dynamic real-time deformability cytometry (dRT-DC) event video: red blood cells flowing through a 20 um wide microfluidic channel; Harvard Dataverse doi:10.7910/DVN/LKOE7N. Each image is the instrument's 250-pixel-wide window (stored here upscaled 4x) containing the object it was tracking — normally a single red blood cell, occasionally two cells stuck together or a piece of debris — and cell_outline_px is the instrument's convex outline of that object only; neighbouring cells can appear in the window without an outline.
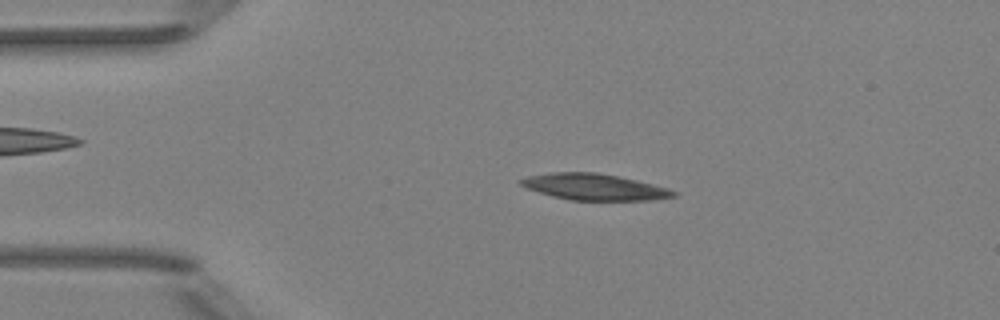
{"species": "Egyptian fruit bat (a non-hibernating species)", "species_latin": "Rousettus aegyptiacus", "temperature_condition": "room temperature", "stored_images_in_passage": 51, "camera_frame_rate_fps": 3000, "um_per_image_px": 0.085, "animal": {"sex": "female"}, "frame": {"image": 1, "passage_image": 10, "time_ms": 3.0, "image_size_px": [1000, 320], "cell_outline_px": [[676, 196], [652, 200], [572, 200], [552, 196], [528, 188], [520, 184], [520, 180], [528, 176], [552, 172], [596, 172], [636, 180], [668, 188], [676, 192]], "centroid_in_image_um": [50.53, 15.89], "position_along_channel_um": 34.5, "area_um2": 23.06}}
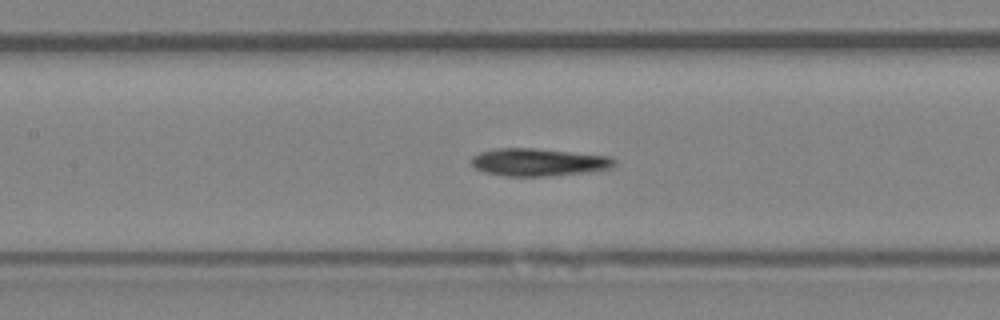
{"frame": {"image": 2, "passage_image": 23, "time_ms": 7.333, "image_size_px": [1000, 320], "cell_outline_px": [[616, 164], [612, 168], [584, 172], [544, 176], [504, 176], [484, 172], [476, 168], [472, 164], [472, 156], [480, 152], [496, 148], [532, 148], [612, 156], [616, 160]], "centroid_in_image_um": [45.78, 13.78], "position_along_channel_um": 161.6, "area_um2": 22.95}}
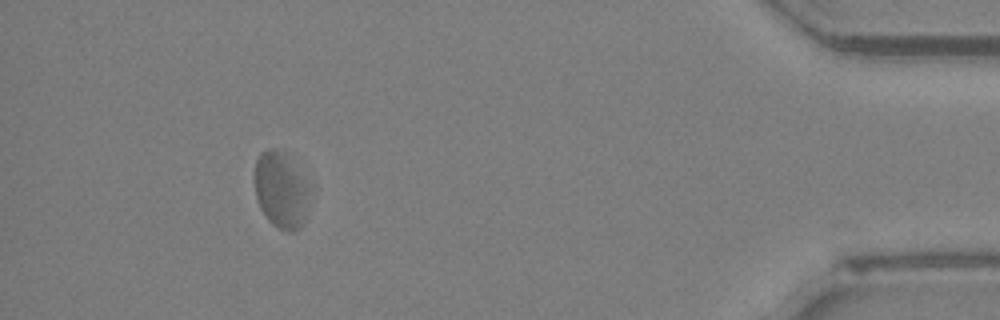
{"frame": {"image": 3, "passage_image": 47, "time_ms": 15.333, "image_size_px": [1000, 320], "cell_outline_px": [[308, 188], [304, 220], [292, 232], [288, 232], [272, 224], [268, 220], [260, 208], [256, 196], [256, 160], [260, 152], [268, 148], [284, 148], [288, 152]], "centroid_in_image_um": [23.85, 16.08], "position_along_channel_um": 411.4, "area_um2": 23.99}, "authors_computed_cell_mechanics": {"area_um2": 23.3512, "velocity_mm_per_s": 3.8676, "shape_relaxation_time_tau1_ms": 3.8713, "shape_relaxation_time_tau2_ms": 4.8554, "deformation_change_tau1": 0.109, "deformation_change_tau2": 0.1198}}